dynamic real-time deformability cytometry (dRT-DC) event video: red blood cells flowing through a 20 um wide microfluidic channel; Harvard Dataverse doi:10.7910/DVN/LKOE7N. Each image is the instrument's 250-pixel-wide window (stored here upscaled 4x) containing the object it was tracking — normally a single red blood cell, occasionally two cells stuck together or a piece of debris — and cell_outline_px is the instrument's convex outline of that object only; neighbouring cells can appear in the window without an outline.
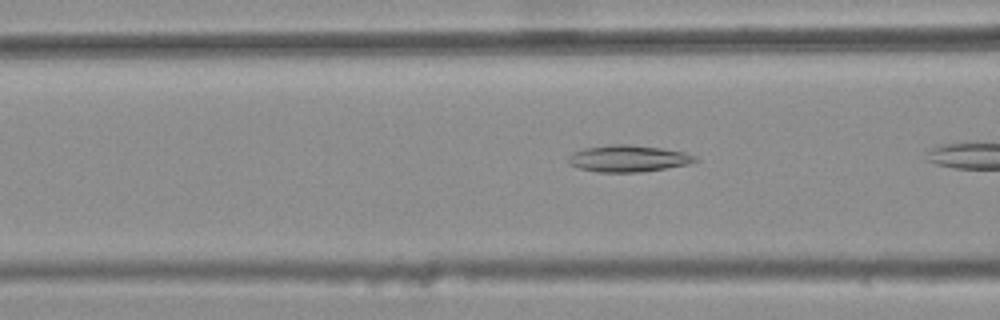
{"species": "common noctule bat (a hibernating species)", "species_latin": "Nyctalus noctula", "temperature_condition": "warm", "stored_images_in_passage": 9, "camera_frame_rate_fps": 3000, "um_per_image_px": 0.085, "animal": {"sex": "female", "body_mass_g": 25.1}, "frame": {"image": 1, "passage_image": 6, "time_ms": 1.667, "image_size_px": [1000, 320], "cell_outline_px": [[700, 160], [688, 164], [640, 172], [596, 172], [580, 168], [568, 164], [568, 156], [572, 152], [584, 148], [612, 144], [628, 144], [660, 148], [684, 152], [696, 156]], "centroid_in_image_um": [53.37, 13.47], "position_along_channel_um": 113.2, "area_um2": 19.71}}